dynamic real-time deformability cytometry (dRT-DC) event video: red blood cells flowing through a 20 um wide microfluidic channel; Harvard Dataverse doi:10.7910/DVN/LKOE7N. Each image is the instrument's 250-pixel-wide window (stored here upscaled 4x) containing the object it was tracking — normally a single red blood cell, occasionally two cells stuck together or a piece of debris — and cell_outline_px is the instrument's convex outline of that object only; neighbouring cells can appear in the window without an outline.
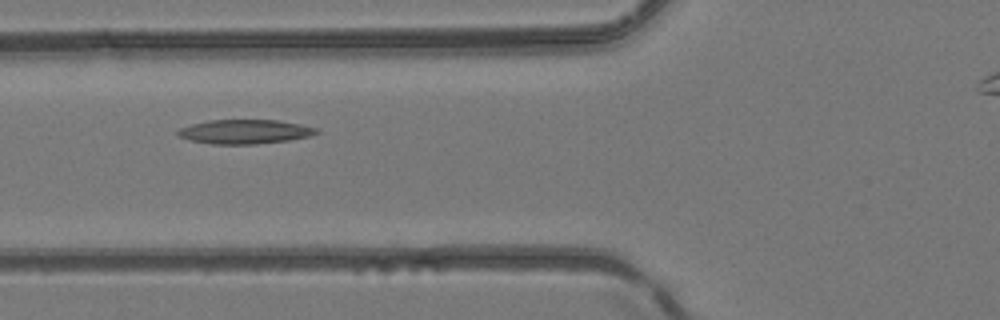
{"species": "common noctule bat (a hibernating species)", "species_latin": "Nyctalus noctula", "temperature_condition": "room temperature", "stored_images_in_passage": 4, "camera_frame_rate_fps": 3000, "um_per_image_px": 0.085, "animal": {"sex": "female", "body_mass_g": 24.6, "forearm_length_mm": 56.2}, "frame": {"image": 1, "passage_image": 4, "time_ms": 1.0, "image_size_px": [1000, 320], "cell_outline_px": [[320, 132], [308, 136], [288, 140], [256, 144], [212, 144], [192, 140], [180, 136], [176, 132], [180, 128], [192, 124], [208, 120], [276, 120], [300, 124], [320, 128]], "centroid_in_image_um": [20.84, 11.19], "position_along_channel_um": 105.0, "area_um2": 19.42}}